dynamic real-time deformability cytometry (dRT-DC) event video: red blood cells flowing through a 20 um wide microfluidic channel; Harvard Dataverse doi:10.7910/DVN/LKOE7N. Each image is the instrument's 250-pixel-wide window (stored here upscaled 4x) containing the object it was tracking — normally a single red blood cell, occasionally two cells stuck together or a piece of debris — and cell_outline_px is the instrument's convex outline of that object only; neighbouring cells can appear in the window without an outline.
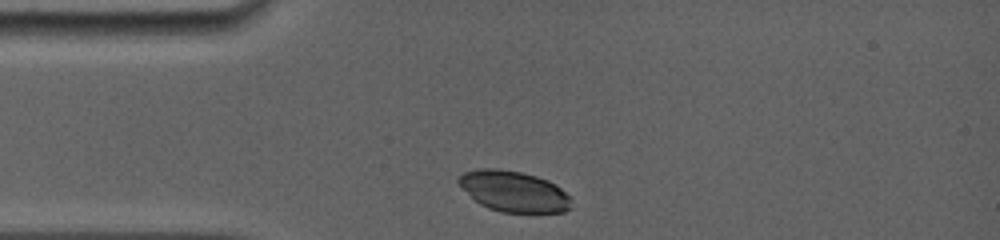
{"species": "common noctule bat (a hibernating species)", "species_latin": "Nyctalus noctula", "temperature_condition": "room temperature", "stored_images_in_passage": 17, "camera_frame_rate_fps": 5000, "um_per_image_px": 0.085, "animal": {"sex": "female", "body_mass_g": 19.0, "forearm_length_mm": 56.7}, "frame": {"image": 1, "passage_image": 1, "time_ms": 0.0, "image_size_px": [1000, 240], "cell_outline_px": [[572, 208], [564, 212], [500, 212], [488, 208], [480, 204], [456, 180], [464, 172], [476, 168], [496, 168], [520, 172], [536, 176], [548, 180], [556, 184], [572, 200]], "centroid_in_image_um": [43.7, 16.26], "position_along_channel_um": 41.3, "area_um2": 26.65}}
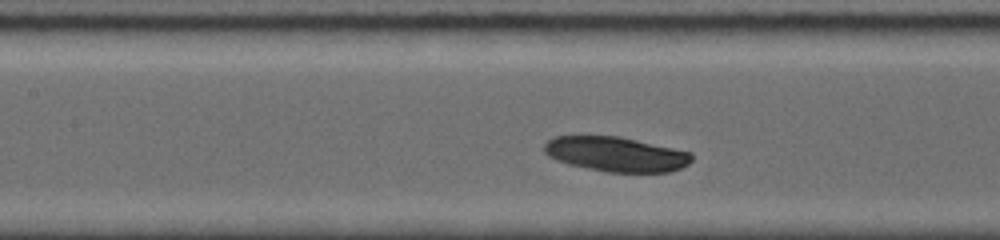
{"frame": {"image": 2, "passage_image": 8, "time_ms": 3.4, "image_size_px": [1000, 240], "cell_outline_px": [[692, 160], [688, 164], [680, 168], [668, 172], [608, 172], [568, 164], [556, 160], [548, 156], [544, 152], [544, 144], [552, 136], [620, 136], [692, 152]], "centroid_in_image_um": [52.35, 13.1], "position_along_channel_um": 155.0, "area_um2": 29.94}}
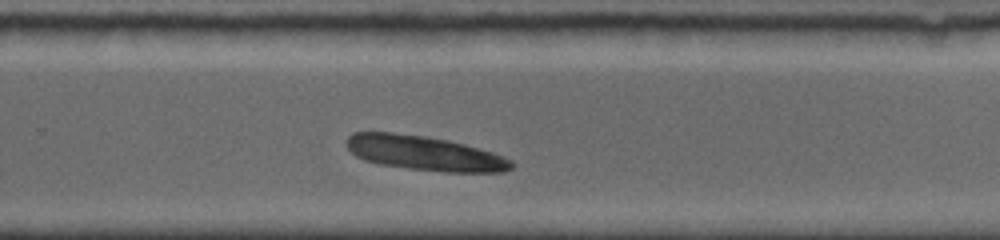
{"frame": {"image": 3, "passage_image": 15, "time_ms": 7.0, "image_size_px": [1000, 240], "cell_outline_px": [[516, 164], [512, 168], [504, 172], [444, 172], [408, 168], [380, 164], [364, 160], [356, 156], [348, 148], [348, 136], [352, 132], [392, 132], [424, 136], [448, 140], [464, 144], [492, 152], [504, 156], [512, 160]], "centroid_in_image_um": [36.12, 13.02], "position_along_channel_um": 293.7, "area_um2": 33.18}}